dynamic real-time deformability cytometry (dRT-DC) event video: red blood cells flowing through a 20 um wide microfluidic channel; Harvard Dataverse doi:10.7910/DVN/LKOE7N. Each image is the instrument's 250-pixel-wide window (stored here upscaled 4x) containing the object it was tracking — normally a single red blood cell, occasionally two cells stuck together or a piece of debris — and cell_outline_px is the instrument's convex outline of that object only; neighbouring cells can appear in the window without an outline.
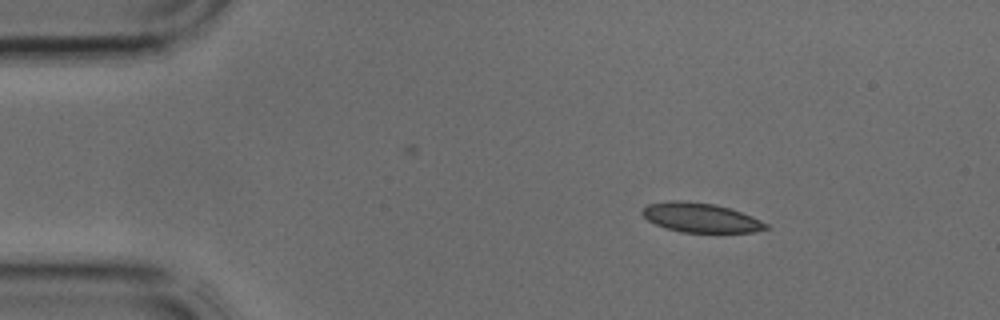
{"species": "common noctule bat (a hibernating species)", "species_latin": "Nyctalus noctula", "temperature_condition": "cold", "stored_images_in_passage": 2, "camera_frame_rate_fps": 3000, "um_per_image_px": 0.085, "animal": {"sex": "male", "body_mass_g": 17.9, "forearm_length_mm": 54.2}, "frame": {"image": 1, "passage_image": 1, "time_ms": 0.0, "image_size_px": [1000, 320], "cell_outline_px": [[768, 228], [752, 232], [680, 232], [656, 224], [648, 220], [640, 212], [648, 204], [668, 200], [684, 200], [716, 204], [752, 216], [768, 224]], "centroid_in_image_um": [59.53, 18.48], "position_along_channel_um": 25.5, "area_um2": 21.04}}